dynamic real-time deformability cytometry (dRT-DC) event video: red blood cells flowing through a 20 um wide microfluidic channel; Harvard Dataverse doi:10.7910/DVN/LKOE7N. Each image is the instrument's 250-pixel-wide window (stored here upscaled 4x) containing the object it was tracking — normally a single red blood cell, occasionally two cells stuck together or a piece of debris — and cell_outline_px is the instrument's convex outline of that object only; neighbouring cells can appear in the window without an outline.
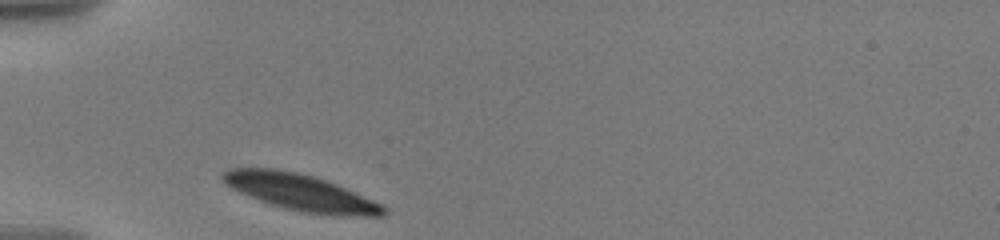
{"species": "human", "species_latin": "Homo sapiens", "temperature_condition": "warm", "stored_images_in_passage": 13, "camera_frame_rate_fps": 3000, "um_per_image_px": 0.085, "donor": {"sex": "male"}, "frame": {"image": 1, "passage_image": 1, "time_ms": 0.0, "image_size_px": [1000, 240], "cell_outline_px": [[388, 212], [384, 216], [332, 216], [300, 212], [284, 208], [260, 200], [240, 192], [232, 188], [220, 176], [220, 172], [232, 168], [272, 168], [296, 172], [312, 176], [336, 184], [384, 204], [388, 208]], "centroid_in_image_um": [25.62, 16.38], "position_along_channel_um": 59.4, "area_um2": 34.22}}
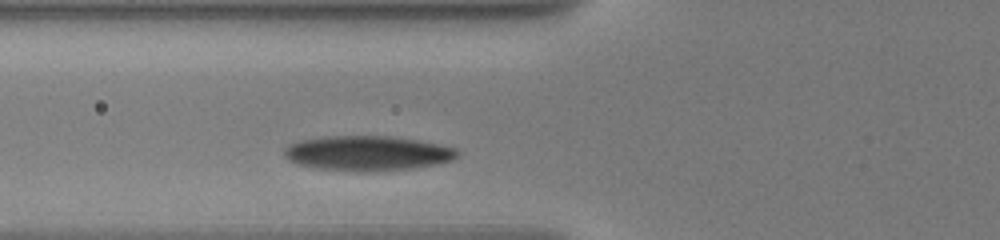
{"frame": {"image": 2, "passage_image": 9, "time_ms": 1.333, "image_size_px": [1000, 240], "cell_outline_px": [[460, 152], [452, 160], [436, 164], [412, 168], [376, 172], [356, 172], [320, 168], [296, 164], [288, 160], [284, 156], [284, 148], [288, 144], [300, 140], [324, 136], [388, 136], [416, 140], [456, 148]], "centroid_in_image_um": [31.19, 13.03], "position_along_channel_um": 94.6, "area_um2": 35.32}}